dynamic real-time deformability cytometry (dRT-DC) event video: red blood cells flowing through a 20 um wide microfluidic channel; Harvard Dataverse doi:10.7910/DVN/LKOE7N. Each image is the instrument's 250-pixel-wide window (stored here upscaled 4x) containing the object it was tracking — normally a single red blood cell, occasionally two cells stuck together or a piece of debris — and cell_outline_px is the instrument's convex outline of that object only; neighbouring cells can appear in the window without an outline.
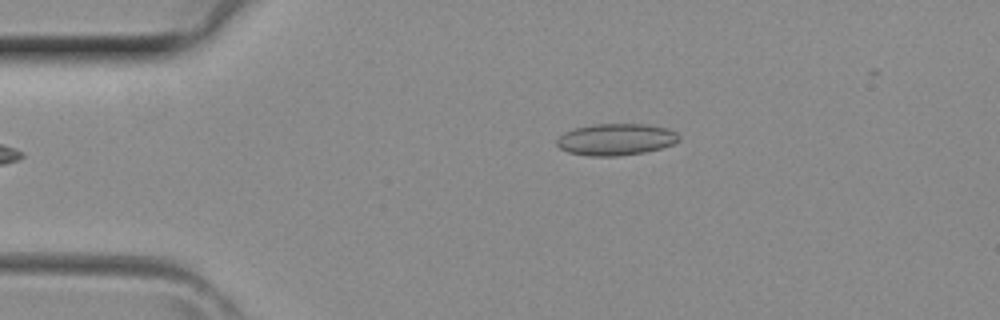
{"species": "common noctule bat (a hibernating species)", "species_latin": "Nyctalus noctula", "temperature_condition": "room temperature", "stored_images_in_passage": 29, "camera_frame_rate_fps": 3000, "um_per_image_px": 0.085, "animal": {"sex": "female", "body_mass_g": 29.2, "forearm_length_mm": 56.3}, "frame": {"image": 1, "passage_image": 1, "time_ms": 0.0, "image_size_px": [1000, 320], "cell_outline_px": [[680, 140], [672, 144], [660, 148], [644, 152], [616, 156], [588, 156], [568, 152], [560, 148], [556, 144], [556, 140], [564, 132], [572, 128], [592, 124], [648, 124], [668, 128], [676, 132], [680, 136]], "centroid_in_image_um": [52.34, 11.84], "position_along_channel_um": 32.7, "area_um2": 22.72}}
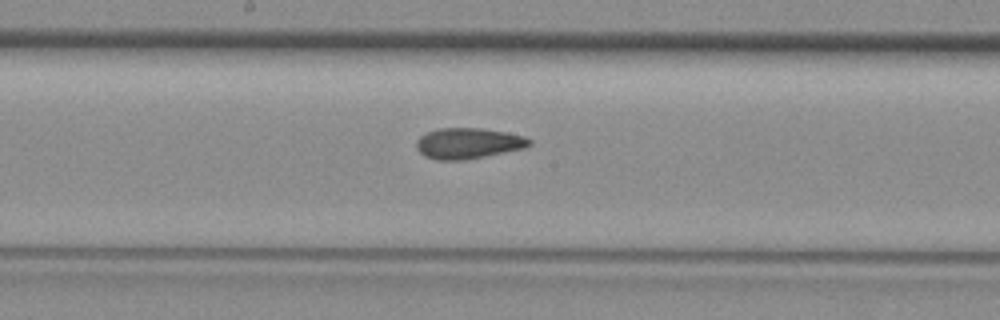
{"frame": {"image": 2, "passage_image": 14, "time_ms": 4.333, "image_size_px": [1000, 320], "cell_outline_px": [[532, 144], [524, 148], [464, 160], [436, 160], [424, 156], [416, 148], [416, 140], [420, 136], [436, 128], [480, 128], [504, 132], [524, 136], [532, 140]], "centroid_in_image_um": [39.77, 12.18], "position_along_channel_um": 208.4, "area_um2": 20.23}}
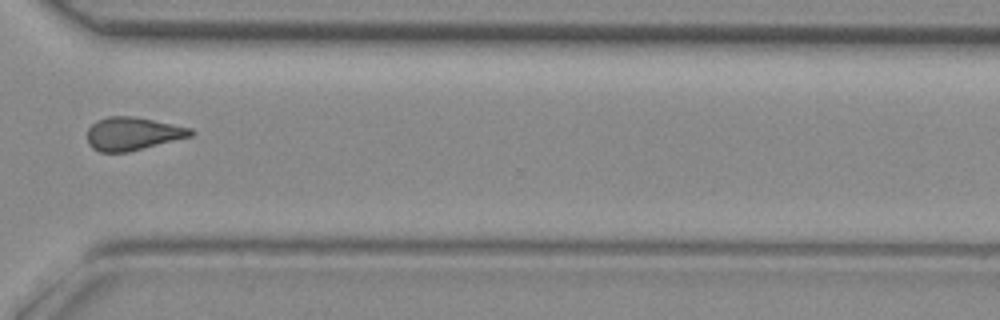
{"frame": {"image": 3, "passage_image": 23, "time_ms": 7.333, "image_size_px": [1000, 320], "cell_outline_px": [[196, 132], [192, 136], [128, 152], [100, 152], [92, 148], [88, 144], [88, 128], [96, 120], [108, 116], [132, 116], [192, 128]], "centroid_in_image_um": [11.27, 11.36], "position_along_channel_um": 359.3, "area_um2": 19.94}}